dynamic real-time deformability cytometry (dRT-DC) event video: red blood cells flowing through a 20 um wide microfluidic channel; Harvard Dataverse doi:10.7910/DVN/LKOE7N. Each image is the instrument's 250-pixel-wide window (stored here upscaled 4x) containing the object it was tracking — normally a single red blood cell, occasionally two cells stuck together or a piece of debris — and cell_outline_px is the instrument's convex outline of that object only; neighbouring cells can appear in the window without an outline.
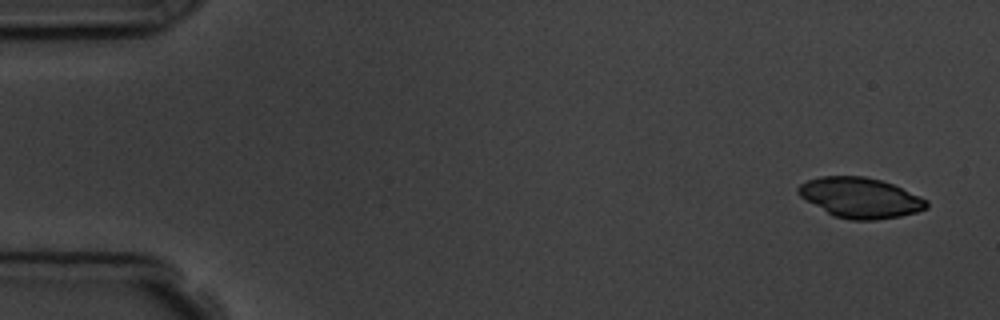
{"species": "common noctule bat (a hibernating species)", "species_latin": "Nyctalus noctula", "temperature_condition": "room temperature", "stored_images_in_passage": 5, "camera_frame_rate_fps": 3000, "um_per_image_px": 0.085, "animal": {"sex": "male", "body_mass_g": 19.5, "forearm_length_mm": 54.6}, "frame": {"image": 1, "passage_image": 1, "time_ms": 0.0, "image_size_px": [1000, 320], "cell_outline_px": [[928, 208], [916, 212], [900, 216], [876, 220], [852, 220], [832, 216], [800, 196], [796, 192], [796, 188], [800, 184], [808, 180], [820, 176], [864, 176], [880, 180], [892, 184], [920, 196], [928, 200]], "centroid_in_image_um": [73.11, 16.81], "position_along_channel_um": 11.9, "area_um2": 30.11}}